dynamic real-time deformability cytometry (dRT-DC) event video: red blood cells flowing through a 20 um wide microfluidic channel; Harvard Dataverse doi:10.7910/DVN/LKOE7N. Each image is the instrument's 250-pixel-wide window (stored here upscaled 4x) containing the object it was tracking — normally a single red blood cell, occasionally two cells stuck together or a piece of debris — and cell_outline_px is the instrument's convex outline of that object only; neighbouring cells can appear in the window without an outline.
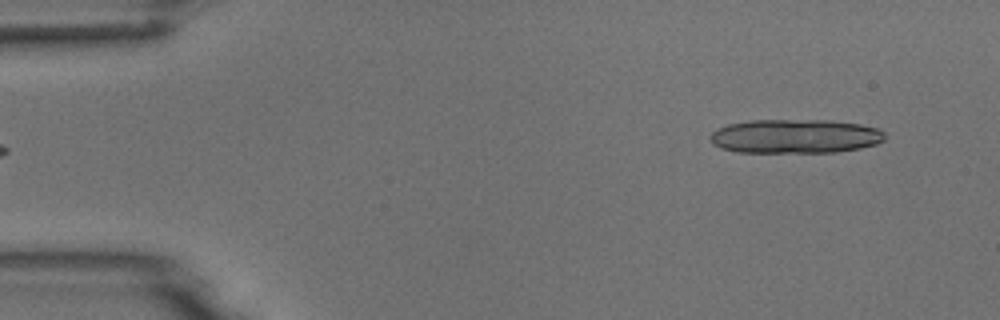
{"species": "common noctule bat (a hibernating species)", "species_latin": "Nyctalus noctula", "temperature_condition": "room temperature", "stored_images_in_passage": 6, "segment_of_instrument_passage": [2, 2], "camera_frame_rate_fps": 3000, "um_per_image_px": 0.085, "animal": {"sex": "male", "body_mass_g": 18.8}, "frame": {"image": 1, "passage_image": 6, "time_ms": 5.667, "image_size_px": [1000, 320], "cell_outline_px": [[884, 140], [876, 144], [860, 148], [836, 152], [736, 152], [720, 148], [712, 144], [708, 136], [716, 128], [728, 124], [752, 120], [828, 120], [860, 124], [880, 128], [884, 132]], "centroid_in_image_um": [67.56, 11.58], "position_along_channel_um": 17.4, "area_um2": 34.97}}